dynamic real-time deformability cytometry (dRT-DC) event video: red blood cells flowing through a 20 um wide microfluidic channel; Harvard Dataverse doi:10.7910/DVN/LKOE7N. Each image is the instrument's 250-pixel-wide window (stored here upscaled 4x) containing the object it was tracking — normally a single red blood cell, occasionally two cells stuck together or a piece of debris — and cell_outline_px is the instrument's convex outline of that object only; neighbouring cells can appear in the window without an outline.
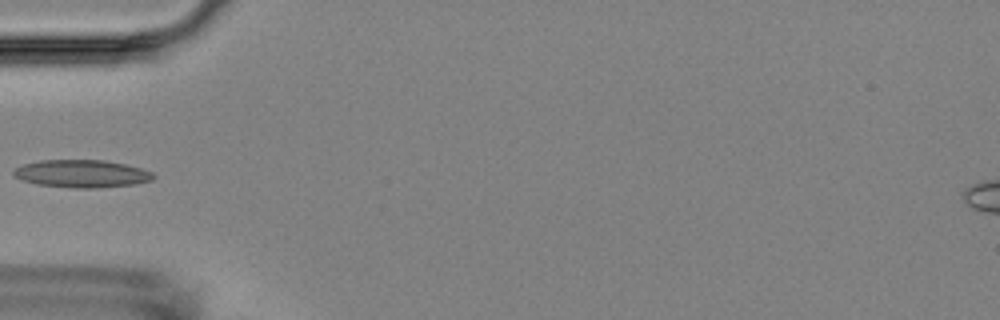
{"species": "Egyptian fruit bat (a non-hibernating species)", "species_latin": "Rousettus aegyptiacus", "temperature_condition": "room temperature", "stored_images_in_passage": 4, "camera_frame_rate_fps": 3000, "um_per_image_px": 0.085, "animal": {"sex": "female"}, "frame": {"image": 1, "passage_image": 3, "time_ms": 3.333, "image_size_px": [1000, 320], "cell_outline_px": [[156, 176], [152, 180], [136, 184], [96, 188], [72, 188], [36, 184], [24, 180], [16, 176], [12, 172], [16, 168], [24, 164], [40, 160], [104, 160], [124, 164], [140, 168], [152, 172]], "centroid_in_image_um": [6.98, 14.76], "position_along_channel_um": 78.0, "area_um2": 22.43}}
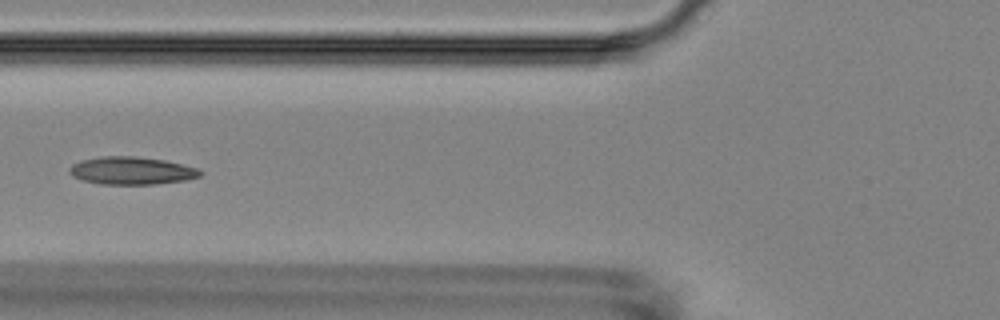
{"frame": {"image": 2, "passage_image": 4, "time_ms": 4.333, "image_size_px": [1000, 320], "cell_outline_px": [[204, 172], [200, 176], [184, 180], [152, 184], [100, 184], [84, 180], [72, 176], [68, 172], [68, 168], [72, 164], [80, 160], [100, 156], [136, 156], [164, 160], [200, 168]], "centroid_in_image_um": [11.17, 14.49], "position_along_channel_um": 114.6, "area_um2": 21.21}}